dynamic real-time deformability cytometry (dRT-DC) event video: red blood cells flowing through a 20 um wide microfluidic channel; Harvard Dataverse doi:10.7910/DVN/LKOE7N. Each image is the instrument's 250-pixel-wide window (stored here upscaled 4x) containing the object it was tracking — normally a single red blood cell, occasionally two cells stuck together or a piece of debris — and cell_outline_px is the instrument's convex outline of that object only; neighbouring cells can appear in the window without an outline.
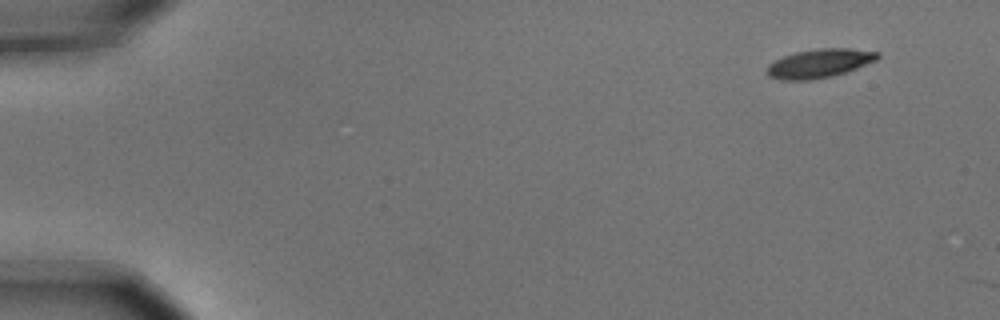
{"species": "common noctule bat (a hibernating species)", "species_latin": "Nyctalus noctula", "temperature_condition": "cold", "stored_images_in_passage": 3, "camera_frame_rate_fps": 3000, "um_per_image_px": 0.085, "animal": {"sex": "male", "body_mass_g": 15.6}, "frame": {"image": 1, "passage_image": 1, "time_ms": 0.0, "image_size_px": [1000, 320], "cell_outline_px": [[880, 56], [876, 60], [848, 72], [832, 76], [812, 80], [780, 80], [768, 76], [768, 64], [772, 60], [796, 52], [820, 48], [848, 48], [880, 52]], "centroid_in_image_um": [69.65, 5.39], "position_along_channel_um": 15.3, "area_um2": 18.67}}